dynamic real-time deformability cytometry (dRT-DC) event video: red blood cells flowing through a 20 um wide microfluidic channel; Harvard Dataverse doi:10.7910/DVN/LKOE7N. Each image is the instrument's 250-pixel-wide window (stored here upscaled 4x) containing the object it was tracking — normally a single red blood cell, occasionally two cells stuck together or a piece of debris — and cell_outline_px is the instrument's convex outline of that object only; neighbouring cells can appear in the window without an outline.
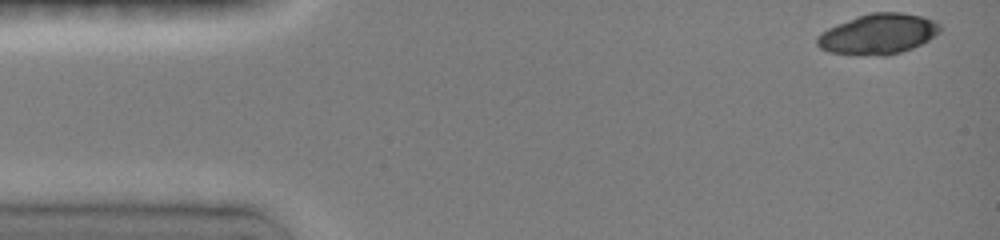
{"species": "common noctule bat (a hibernating species)", "species_latin": "Nyctalus noctula", "temperature_condition": "room temperature", "stored_images_in_passage": 43, "camera_frame_rate_fps": 3000, "um_per_image_px": 0.085, "animal": {"sex": "female", "body_mass_g": 19.0, "forearm_length_mm": 51.5}, "frame": {"image": 1, "passage_image": 1, "time_ms": 0.0, "image_size_px": [1000, 240], "cell_outline_px": [[940, 32], [928, 40], [912, 48], [900, 52], [884, 56], [856, 56], [828, 52], [820, 48], [816, 44], [816, 36], [828, 28], [860, 16], [872, 12], [900, 12], [920, 16], [932, 20], [940, 24]], "centroid_in_image_um": [74.61, 2.92], "position_along_channel_um": 10.4, "area_um2": 28.9}}